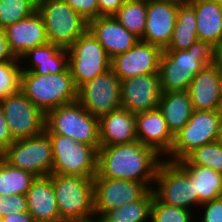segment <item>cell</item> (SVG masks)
I'll return each mask as SVG.
<instances>
[{
  "label": "cell",
  "instance_id": "obj_35",
  "mask_svg": "<svg viewBox=\"0 0 222 222\" xmlns=\"http://www.w3.org/2000/svg\"><path fill=\"white\" fill-rule=\"evenodd\" d=\"M195 211L161 203L155 196L151 206L150 222H194Z\"/></svg>",
  "mask_w": 222,
  "mask_h": 222
},
{
  "label": "cell",
  "instance_id": "obj_17",
  "mask_svg": "<svg viewBox=\"0 0 222 222\" xmlns=\"http://www.w3.org/2000/svg\"><path fill=\"white\" fill-rule=\"evenodd\" d=\"M88 30L103 46L110 58L128 51L139 40L114 16H98L90 20Z\"/></svg>",
  "mask_w": 222,
  "mask_h": 222
},
{
  "label": "cell",
  "instance_id": "obj_43",
  "mask_svg": "<svg viewBox=\"0 0 222 222\" xmlns=\"http://www.w3.org/2000/svg\"><path fill=\"white\" fill-rule=\"evenodd\" d=\"M3 222H34L29 213H11L3 216Z\"/></svg>",
  "mask_w": 222,
  "mask_h": 222
},
{
  "label": "cell",
  "instance_id": "obj_8",
  "mask_svg": "<svg viewBox=\"0 0 222 222\" xmlns=\"http://www.w3.org/2000/svg\"><path fill=\"white\" fill-rule=\"evenodd\" d=\"M152 190L161 203L195 210V213L198 209V194H195L194 181L176 162L166 159L161 161Z\"/></svg>",
  "mask_w": 222,
  "mask_h": 222
},
{
  "label": "cell",
  "instance_id": "obj_32",
  "mask_svg": "<svg viewBox=\"0 0 222 222\" xmlns=\"http://www.w3.org/2000/svg\"><path fill=\"white\" fill-rule=\"evenodd\" d=\"M147 0L126 1L113 15L121 25L139 39L146 27Z\"/></svg>",
  "mask_w": 222,
  "mask_h": 222
},
{
  "label": "cell",
  "instance_id": "obj_50",
  "mask_svg": "<svg viewBox=\"0 0 222 222\" xmlns=\"http://www.w3.org/2000/svg\"><path fill=\"white\" fill-rule=\"evenodd\" d=\"M0 222H3V215L0 214Z\"/></svg>",
  "mask_w": 222,
  "mask_h": 222
},
{
  "label": "cell",
  "instance_id": "obj_27",
  "mask_svg": "<svg viewBox=\"0 0 222 222\" xmlns=\"http://www.w3.org/2000/svg\"><path fill=\"white\" fill-rule=\"evenodd\" d=\"M194 181L198 194V208L201 204L222 197V174L200 165H179Z\"/></svg>",
  "mask_w": 222,
  "mask_h": 222
},
{
  "label": "cell",
  "instance_id": "obj_24",
  "mask_svg": "<svg viewBox=\"0 0 222 222\" xmlns=\"http://www.w3.org/2000/svg\"><path fill=\"white\" fill-rule=\"evenodd\" d=\"M196 13L198 40L214 46L222 39V5L214 0H187Z\"/></svg>",
  "mask_w": 222,
  "mask_h": 222
},
{
  "label": "cell",
  "instance_id": "obj_6",
  "mask_svg": "<svg viewBox=\"0 0 222 222\" xmlns=\"http://www.w3.org/2000/svg\"><path fill=\"white\" fill-rule=\"evenodd\" d=\"M222 110H194L187 124L174 136L170 153L164 158L177 162L195 148L220 139Z\"/></svg>",
  "mask_w": 222,
  "mask_h": 222
},
{
  "label": "cell",
  "instance_id": "obj_44",
  "mask_svg": "<svg viewBox=\"0 0 222 222\" xmlns=\"http://www.w3.org/2000/svg\"><path fill=\"white\" fill-rule=\"evenodd\" d=\"M213 64L222 71V39L215 45Z\"/></svg>",
  "mask_w": 222,
  "mask_h": 222
},
{
  "label": "cell",
  "instance_id": "obj_25",
  "mask_svg": "<svg viewBox=\"0 0 222 222\" xmlns=\"http://www.w3.org/2000/svg\"><path fill=\"white\" fill-rule=\"evenodd\" d=\"M158 109L173 136L187 124L194 111L188 91L162 92Z\"/></svg>",
  "mask_w": 222,
  "mask_h": 222
},
{
  "label": "cell",
  "instance_id": "obj_30",
  "mask_svg": "<svg viewBox=\"0 0 222 222\" xmlns=\"http://www.w3.org/2000/svg\"><path fill=\"white\" fill-rule=\"evenodd\" d=\"M36 176L13 167L0 157V195H26Z\"/></svg>",
  "mask_w": 222,
  "mask_h": 222
},
{
  "label": "cell",
  "instance_id": "obj_16",
  "mask_svg": "<svg viewBox=\"0 0 222 222\" xmlns=\"http://www.w3.org/2000/svg\"><path fill=\"white\" fill-rule=\"evenodd\" d=\"M183 0H147L146 27L142 41L166 49L171 42L178 5Z\"/></svg>",
  "mask_w": 222,
  "mask_h": 222
},
{
  "label": "cell",
  "instance_id": "obj_28",
  "mask_svg": "<svg viewBox=\"0 0 222 222\" xmlns=\"http://www.w3.org/2000/svg\"><path fill=\"white\" fill-rule=\"evenodd\" d=\"M194 7L183 0L178 5L177 19L171 42L164 50H188L198 40Z\"/></svg>",
  "mask_w": 222,
  "mask_h": 222
},
{
  "label": "cell",
  "instance_id": "obj_20",
  "mask_svg": "<svg viewBox=\"0 0 222 222\" xmlns=\"http://www.w3.org/2000/svg\"><path fill=\"white\" fill-rule=\"evenodd\" d=\"M222 71L214 64L206 65L188 87L193 110H222L220 80Z\"/></svg>",
  "mask_w": 222,
  "mask_h": 222
},
{
  "label": "cell",
  "instance_id": "obj_46",
  "mask_svg": "<svg viewBox=\"0 0 222 222\" xmlns=\"http://www.w3.org/2000/svg\"><path fill=\"white\" fill-rule=\"evenodd\" d=\"M34 222H64V220H60V219H57V220H36Z\"/></svg>",
  "mask_w": 222,
  "mask_h": 222
},
{
  "label": "cell",
  "instance_id": "obj_11",
  "mask_svg": "<svg viewBox=\"0 0 222 222\" xmlns=\"http://www.w3.org/2000/svg\"><path fill=\"white\" fill-rule=\"evenodd\" d=\"M77 101L93 116L100 118L122 107L121 80L110 68L78 88Z\"/></svg>",
  "mask_w": 222,
  "mask_h": 222
},
{
  "label": "cell",
  "instance_id": "obj_21",
  "mask_svg": "<svg viewBox=\"0 0 222 222\" xmlns=\"http://www.w3.org/2000/svg\"><path fill=\"white\" fill-rule=\"evenodd\" d=\"M22 71L46 75L65 72L68 67V50L52 43L31 48L19 58Z\"/></svg>",
  "mask_w": 222,
  "mask_h": 222
},
{
  "label": "cell",
  "instance_id": "obj_41",
  "mask_svg": "<svg viewBox=\"0 0 222 222\" xmlns=\"http://www.w3.org/2000/svg\"><path fill=\"white\" fill-rule=\"evenodd\" d=\"M123 4V0H98L99 16H113Z\"/></svg>",
  "mask_w": 222,
  "mask_h": 222
},
{
  "label": "cell",
  "instance_id": "obj_7",
  "mask_svg": "<svg viewBox=\"0 0 222 222\" xmlns=\"http://www.w3.org/2000/svg\"><path fill=\"white\" fill-rule=\"evenodd\" d=\"M0 157L9 165L26 170L36 177L52 174L54 156L50 136L46 131L15 140Z\"/></svg>",
  "mask_w": 222,
  "mask_h": 222
},
{
  "label": "cell",
  "instance_id": "obj_49",
  "mask_svg": "<svg viewBox=\"0 0 222 222\" xmlns=\"http://www.w3.org/2000/svg\"><path fill=\"white\" fill-rule=\"evenodd\" d=\"M220 139L222 140V120H221V135H220Z\"/></svg>",
  "mask_w": 222,
  "mask_h": 222
},
{
  "label": "cell",
  "instance_id": "obj_19",
  "mask_svg": "<svg viewBox=\"0 0 222 222\" xmlns=\"http://www.w3.org/2000/svg\"><path fill=\"white\" fill-rule=\"evenodd\" d=\"M135 115L137 118V140L143 145L153 148L165 158L173 147L174 136L168 129L160 110L157 108Z\"/></svg>",
  "mask_w": 222,
  "mask_h": 222
},
{
  "label": "cell",
  "instance_id": "obj_38",
  "mask_svg": "<svg viewBox=\"0 0 222 222\" xmlns=\"http://www.w3.org/2000/svg\"><path fill=\"white\" fill-rule=\"evenodd\" d=\"M28 213L26 195H0V214Z\"/></svg>",
  "mask_w": 222,
  "mask_h": 222
},
{
  "label": "cell",
  "instance_id": "obj_31",
  "mask_svg": "<svg viewBox=\"0 0 222 222\" xmlns=\"http://www.w3.org/2000/svg\"><path fill=\"white\" fill-rule=\"evenodd\" d=\"M158 73L162 92L187 91L194 79L191 72L178 67L164 53L160 57Z\"/></svg>",
  "mask_w": 222,
  "mask_h": 222
},
{
  "label": "cell",
  "instance_id": "obj_36",
  "mask_svg": "<svg viewBox=\"0 0 222 222\" xmlns=\"http://www.w3.org/2000/svg\"><path fill=\"white\" fill-rule=\"evenodd\" d=\"M21 71L19 61L0 62V99L20 90Z\"/></svg>",
  "mask_w": 222,
  "mask_h": 222
},
{
  "label": "cell",
  "instance_id": "obj_34",
  "mask_svg": "<svg viewBox=\"0 0 222 222\" xmlns=\"http://www.w3.org/2000/svg\"><path fill=\"white\" fill-rule=\"evenodd\" d=\"M37 11V0H0V28L23 20Z\"/></svg>",
  "mask_w": 222,
  "mask_h": 222
},
{
  "label": "cell",
  "instance_id": "obj_13",
  "mask_svg": "<svg viewBox=\"0 0 222 222\" xmlns=\"http://www.w3.org/2000/svg\"><path fill=\"white\" fill-rule=\"evenodd\" d=\"M150 189L143 183L105 177L93 178L95 217L140 200Z\"/></svg>",
  "mask_w": 222,
  "mask_h": 222
},
{
  "label": "cell",
  "instance_id": "obj_1",
  "mask_svg": "<svg viewBox=\"0 0 222 222\" xmlns=\"http://www.w3.org/2000/svg\"><path fill=\"white\" fill-rule=\"evenodd\" d=\"M163 159L153 148L143 145L139 140L100 146L95 177L143 182L152 189Z\"/></svg>",
  "mask_w": 222,
  "mask_h": 222
},
{
  "label": "cell",
  "instance_id": "obj_33",
  "mask_svg": "<svg viewBox=\"0 0 222 222\" xmlns=\"http://www.w3.org/2000/svg\"><path fill=\"white\" fill-rule=\"evenodd\" d=\"M176 163L178 165H200L222 174V140L197 147Z\"/></svg>",
  "mask_w": 222,
  "mask_h": 222
},
{
  "label": "cell",
  "instance_id": "obj_48",
  "mask_svg": "<svg viewBox=\"0 0 222 222\" xmlns=\"http://www.w3.org/2000/svg\"><path fill=\"white\" fill-rule=\"evenodd\" d=\"M214 1L222 5V0H214Z\"/></svg>",
  "mask_w": 222,
  "mask_h": 222
},
{
  "label": "cell",
  "instance_id": "obj_15",
  "mask_svg": "<svg viewBox=\"0 0 222 222\" xmlns=\"http://www.w3.org/2000/svg\"><path fill=\"white\" fill-rule=\"evenodd\" d=\"M161 94L159 73L121 80L122 107L133 114L157 109Z\"/></svg>",
  "mask_w": 222,
  "mask_h": 222
},
{
  "label": "cell",
  "instance_id": "obj_3",
  "mask_svg": "<svg viewBox=\"0 0 222 222\" xmlns=\"http://www.w3.org/2000/svg\"><path fill=\"white\" fill-rule=\"evenodd\" d=\"M45 131L71 137L74 141L100 148L99 118L90 114L77 100L45 114Z\"/></svg>",
  "mask_w": 222,
  "mask_h": 222
},
{
  "label": "cell",
  "instance_id": "obj_42",
  "mask_svg": "<svg viewBox=\"0 0 222 222\" xmlns=\"http://www.w3.org/2000/svg\"><path fill=\"white\" fill-rule=\"evenodd\" d=\"M19 61L10 51L4 30L0 28V62Z\"/></svg>",
  "mask_w": 222,
  "mask_h": 222
},
{
  "label": "cell",
  "instance_id": "obj_10",
  "mask_svg": "<svg viewBox=\"0 0 222 222\" xmlns=\"http://www.w3.org/2000/svg\"><path fill=\"white\" fill-rule=\"evenodd\" d=\"M68 50V67L77 88L111 68V58L87 30Z\"/></svg>",
  "mask_w": 222,
  "mask_h": 222
},
{
  "label": "cell",
  "instance_id": "obj_14",
  "mask_svg": "<svg viewBox=\"0 0 222 222\" xmlns=\"http://www.w3.org/2000/svg\"><path fill=\"white\" fill-rule=\"evenodd\" d=\"M162 53L160 47L139 39L128 51L111 58V69L120 80L158 73Z\"/></svg>",
  "mask_w": 222,
  "mask_h": 222
},
{
  "label": "cell",
  "instance_id": "obj_45",
  "mask_svg": "<svg viewBox=\"0 0 222 222\" xmlns=\"http://www.w3.org/2000/svg\"><path fill=\"white\" fill-rule=\"evenodd\" d=\"M64 222H101L99 218L97 217H92L89 219H84V220H71V221H64Z\"/></svg>",
  "mask_w": 222,
  "mask_h": 222
},
{
  "label": "cell",
  "instance_id": "obj_47",
  "mask_svg": "<svg viewBox=\"0 0 222 222\" xmlns=\"http://www.w3.org/2000/svg\"><path fill=\"white\" fill-rule=\"evenodd\" d=\"M220 100H221V106H222V75L220 80Z\"/></svg>",
  "mask_w": 222,
  "mask_h": 222
},
{
  "label": "cell",
  "instance_id": "obj_23",
  "mask_svg": "<svg viewBox=\"0 0 222 222\" xmlns=\"http://www.w3.org/2000/svg\"><path fill=\"white\" fill-rule=\"evenodd\" d=\"M28 213L36 220L60 219L52 179L36 177L26 193Z\"/></svg>",
  "mask_w": 222,
  "mask_h": 222
},
{
  "label": "cell",
  "instance_id": "obj_39",
  "mask_svg": "<svg viewBox=\"0 0 222 222\" xmlns=\"http://www.w3.org/2000/svg\"><path fill=\"white\" fill-rule=\"evenodd\" d=\"M64 1L88 22L99 16L98 0H64Z\"/></svg>",
  "mask_w": 222,
  "mask_h": 222
},
{
  "label": "cell",
  "instance_id": "obj_12",
  "mask_svg": "<svg viewBox=\"0 0 222 222\" xmlns=\"http://www.w3.org/2000/svg\"><path fill=\"white\" fill-rule=\"evenodd\" d=\"M0 104L14 140L36 136L45 131V113L21 90L0 99Z\"/></svg>",
  "mask_w": 222,
  "mask_h": 222
},
{
  "label": "cell",
  "instance_id": "obj_29",
  "mask_svg": "<svg viewBox=\"0 0 222 222\" xmlns=\"http://www.w3.org/2000/svg\"><path fill=\"white\" fill-rule=\"evenodd\" d=\"M154 192L150 189L140 200L106 211L101 222H150Z\"/></svg>",
  "mask_w": 222,
  "mask_h": 222
},
{
  "label": "cell",
  "instance_id": "obj_2",
  "mask_svg": "<svg viewBox=\"0 0 222 222\" xmlns=\"http://www.w3.org/2000/svg\"><path fill=\"white\" fill-rule=\"evenodd\" d=\"M20 90L45 114L78 98V88L69 68L65 72L46 75L21 71Z\"/></svg>",
  "mask_w": 222,
  "mask_h": 222
},
{
  "label": "cell",
  "instance_id": "obj_40",
  "mask_svg": "<svg viewBox=\"0 0 222 222\" xmlns=\"http://www.w3.org/2000/svg\"><path fill=\"white\" fill-rule=\"evenodd\" d=\"M0 104V155L14 142Z\"/></svg>",
  "mask_w": 222,
  "mask_h": 222
},
{
  "label": "cell",
  "instance_id": "obj_18",
  "mask_svg": "<svg viewBox=\"0 0 222 222\" xmlns=\"http://www.w3.org/2000/svg\"><path fill=\"white\" fill-rule=\"evenodd\" d=\"M3 30L10 51L18 59L27 50L48 43L44 21L38 11Z\"/></svg>",
  "mask_w": 222,
  "mask_h": 222
},
{
  "label": "cell",
  "instance_id": "obj_9",
  "mask_svg": "<svg viewBox=\"0 0 222 222\" xmlns=\"http://www.w3.org/2000/svg\"><path fill=\"white\" fill-rule=\"evenodd\" d=\"M50 136L54 164L52 173L94 178L97 174V150L88 144L58 134Z\"/></svg>",
  "mask_w": 222,
  "mask_h": 222
},
{
  "label": "cell",
  "instance_id": "obj_4",
  "mask_svg": "<svg viewBox=\"0 0 222 222\" xmlns=\"http://www.w3.org/2000/svg\"><path fill=\"white\" fill-rule=\"evenodd\" d=\"M58 205L60 220H84L95 216L93 178L49 175Z\"/></svg>",
  "mask_w": 222,
  "mask_h": 222
},
{
  "label": "cell",
  "instance_id": "obj_5",
  "mask_svg": "<svg viewBox=\"0 0 222 222\" xmlns=\"http://www.w3.org/2000/svg\"><path fill=\"white\" fill-rule=\"evenodd\" d=\"M37 11L43 18L49 43L68 49L88 30L86 21L64 0H37Z\"/></svg>",
  "mask_w": 222,
  "mask_h": 222
},
{
  "label": "cell",
  "instance_id": "obj_26",
  "mask_svg": "<svg viewBox=\"0 0 222 222\" xmlns=\"http://www.w3.org/2000/svg\"><path fill=\"white\" fill-rule=\"evenodd\" d=\"M215 46L210 42L197 40L188 50H163V53L178 67L188 70L194 76L206 65L214 63Z\"/></svg>",
  "mask_w": 222,
  "mask_h": 222
},
{
  "label": "cell",
  "instance_id": "obj_22",
  "mask_svg": "<svg viewBox=\"0 0 222 222\" xmlns=\"http://www.w3.org/2000/svg\"><path fill=\"white\" fill-rule=\"evenodd\" d=\"M137 118L120 107L99 118L100 146L131 143L137 140Z\"/></svg>",
  "mask_w": 222,
  "mask_h": 222
},
{
  "label": "cell",
  "instance_id": "obj_37",
  "mask_svg": "<svg viewBox=\"0 0 222 222\" xmlns=\"http://www.w3.org/2000/svg\"><path fill=\"white\" fill-rule=\"evenodd\" d=\"M197 222H222V197L205 202L195 213Z\"/></svg>",
  "mask_w": 222,
  "mask_h": 222
}]
</instances>
